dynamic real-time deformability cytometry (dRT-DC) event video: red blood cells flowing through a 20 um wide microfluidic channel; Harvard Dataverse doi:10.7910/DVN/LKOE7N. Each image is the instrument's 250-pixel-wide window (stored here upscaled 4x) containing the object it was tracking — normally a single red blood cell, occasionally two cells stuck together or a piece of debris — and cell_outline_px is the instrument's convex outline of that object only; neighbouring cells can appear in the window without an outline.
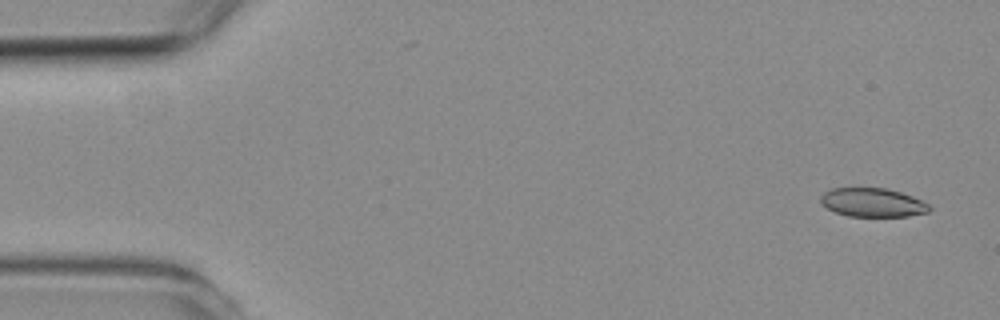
{"species": "common noctule bat (a hibernating species)", "species_latin": "Nyctalus noctula", "temperature_condition": "room temperature", "stored_images_in_passage": 5, "segment_of_instrument_passage": [1, 2], "camera_frame_rate_fps": 3000, "um_per_image_px": 0.085, "animal": {"sex": "female", "body_mass_g": 19.3, "forearm_length_mm": 54.1}, "frame": {"image": 1, "passage_image": 1, "time_ms": 0.0, "image_size_px": [1000, 320], "cell_outline_px": [[932, 208], [928, 212], [908, 216], [848, 216], [836, 212], [828, 208], [820, 200], [820, 196], [824, 192], [832, 188], [884, 188], [900, 192], [912, 196], [928, 204]], "centroid_in_image_um": [74.18, 17.21], "position_along_channel_um": 10.8, "area_um2": 18.03}}